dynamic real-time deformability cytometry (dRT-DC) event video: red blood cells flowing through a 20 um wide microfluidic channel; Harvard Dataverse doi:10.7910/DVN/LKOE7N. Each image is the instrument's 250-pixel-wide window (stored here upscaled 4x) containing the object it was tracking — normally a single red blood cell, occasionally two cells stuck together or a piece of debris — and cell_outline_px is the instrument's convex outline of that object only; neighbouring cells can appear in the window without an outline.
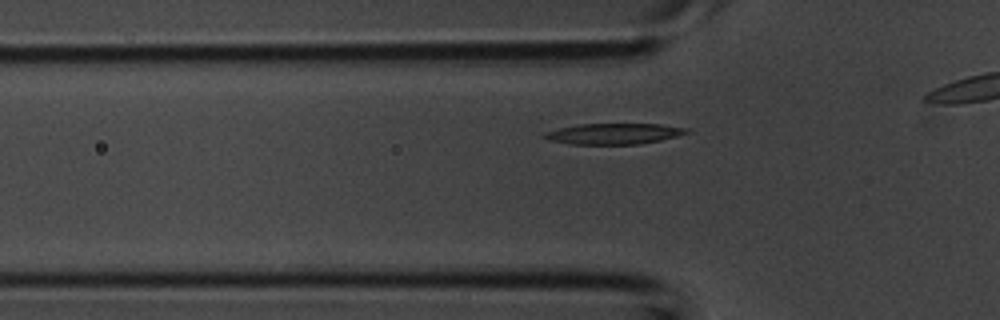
{"species": "common noctule bat (a hibernating species)", "species_latin": "Nyctalus noctula", "temperature_condition": "room temperature", "stored_images_in_passage": 12, "camera_frame_rate_fps": 3000, "um_per_image_px": 0.085, "animal": {"sex": "male", "body_mass_g": 20.1, "forearm_length_mm": 53.5}, "frame": {"image": 1, "passage_image": 7, "time_ms": 2.0, "image_size_px": [1000, 320], "cell_outline_px": [[692, 132], [660, 140], [640, 144], [568, 144], [552, 140], [544, 136], [544, 132], [560, 128], [580, 124], [660, 124], [688, 128]], "centroid_in_image_um": [52.23, 11.36], "position_along_channel_um": 73.6, "area_um2": 17.11}}
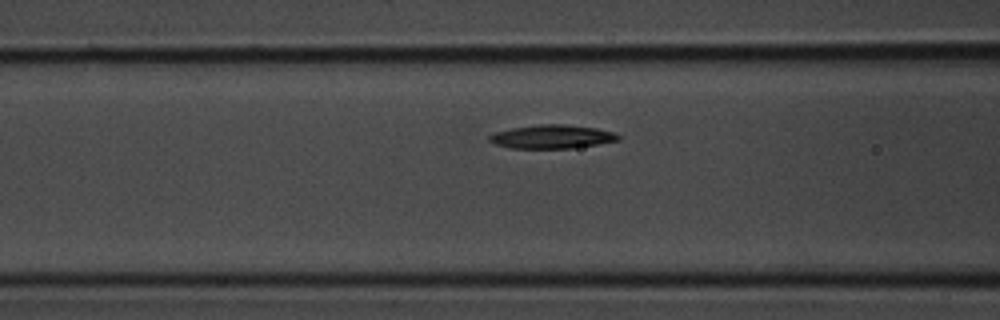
{"frame": {"image": 2, "passage_image": 10, "time_ms": 3.0, "image_size_px": [1000, 320], "cell_outline_px": [[620, 140], [572, 148], [512, 148], [496, 144], [488, 140], [488, 136], [496, 132], [512, 128], [540, 124], [564, 124], [596, 128], [612, 132], [620, 136]], "centroid_in_image_um": [46.91, 11.61], "position_along_channel_um": 119.7, "area_um2": 17.51}}